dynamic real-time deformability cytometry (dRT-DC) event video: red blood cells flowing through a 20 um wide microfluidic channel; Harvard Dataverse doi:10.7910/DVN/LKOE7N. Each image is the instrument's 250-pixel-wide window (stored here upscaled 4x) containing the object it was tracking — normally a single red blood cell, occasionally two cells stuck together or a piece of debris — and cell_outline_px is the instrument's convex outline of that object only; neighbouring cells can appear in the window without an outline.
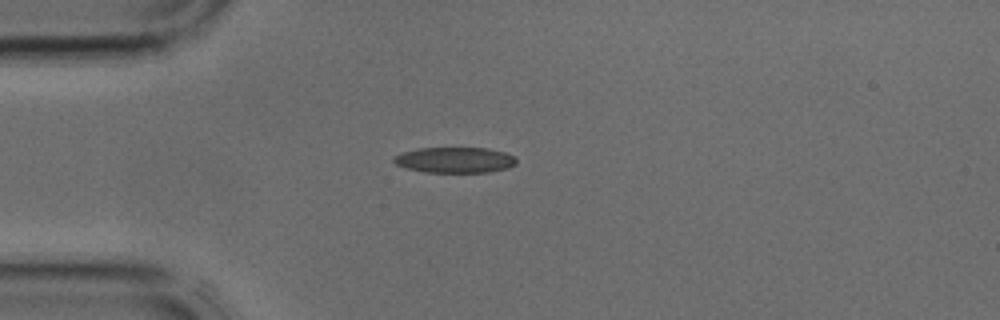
{"species": "common noctule bat (a hibernating species)", "species_latin": "Nyctalus noctula", "temperature_condition": "cold", "stored_images_in_passage": 2, "camera_frame_rate_fps": 3000, "um_per_image_px": 0.085, "animal": {"sex": "male", "body_mass_g": 17.9, "forearm_length_mm": 54.2}, "frame": {"image": 1, "passage_image": 2, "time_ms": 0.333, "image_size_px": [1000, 320], "cell_outline_px": [[516, 164], [508, 168], [488, 172], [424, 172], [408, 168], [396, 164], [392, 160], [392, 156], [400, 152], [416, 148], [488, 148], [504, 152], [516, 156]], "centroid_in_image_um": [38.64, 13.59], "position_along_channel_um": 46.4, "area_um2": 18.5}}